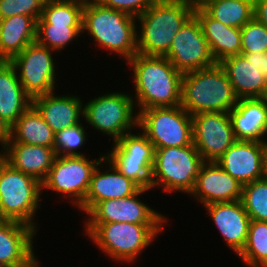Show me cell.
<instances>
[{"label":"cell","mask_w":267,"mask_h":267,"mask_svg":"<svg viewBox=\"0 0 267 267\" xmlns=\"http://www.w3.org/2000/svg\"><path fill=\"white\" fill-rule=\"evenodd\" d=\"M131 71L137 112L154 107L181 105L182 73L165 56L135 54L125 63Z\"/></svg>","instance_id":"1"},{"label":"cell","mask_w":267,"mask_h":267,"mask_svg":"<svg viewBox=\"0 0 267 267\" xmlns=\"http://www.w3.org/2000/svg\"><path fill=\"white\" fill-rule=\"evenodd\" d=\"M82 35V38L89 36L88 40L92 41L91 45H96V50L101 48L109 55H118L121 63L137 54L136 17L102 6L95 0H85Z\"/></svg>","instance_id":"2"},{"label":"cell","mask_w":267,"mask_h":267,"mask_svg":"<svg viewBox=\"0 0 267 267\" xmlns=\"http://www.w3.org/2000/svg\"><path fill=\"white\" fill-rule=\"evenodd\" d=\"M193 0H156L136 17L137 53L165 56L181 27L194 15Z\"/></svg>","instance_id":"3"},{"label":"cell","mask_w":267,"mask_h":267,"mask_svg":"<svg viewBox=\"0 0 267 267\" xmlns=\"http://www.w3.org/2000/svg\"><path fill=\"white\" fill-rule=\"evenodd\" d=\"M168 224L112 222L84 224L85 236L112 261L135 264L148 246L154 244Z\"/></svg>","instance_id":"4"},{"label":"cell","mask_w":267,"mask_h":267,"mask_svg":"<svg viewBox=\"0 0 267 267\" xmlns=\"http://www.w3.org/2000/svg\"><path fill=\"white\" fill-rule=\"evenodd\" d=\"M238 100L219 63L182 75L181 107L191 116L203 112H230Z\"/></svg>","instance_id":"5"},{"label":"cell","mask_w":267,"mask_h":267,"mask_svg":"<svg viewBox=\"0 0 267 267\" xmlns=\"http://www.w3.org/2000/svg\"><path fill=\"white\" fill-rule=\"evenodd\" d=\"M203 158L193 142L183 147L156 148L151 174V191L179 192L189 197L193 191Z\"/></svg>","instance_id":"6"},{"label":"cell","mask_w":267,"mask_h":267,"mask_svg":"<svg viewBox=\"0 0 267 267\" xmlns=\"http://www.w3.org/2000/svg\"><path fill=\"white\" fill-rule=\"evenodd\" d=\"M42 184L5 163L0 170V219L18 221L38 231ZM41 197V198H40ZM41 201V202H40Z\"/></svg>","instance_id":"7"},{"label":"cell","mask_w":267,"mask_h":267,"mask_svg":"<svg viewBox=\"0 0 267 267\" xmlns=\"http://www.w3.org/2000/svg\"><path fill=\"white\" fill-rule=\"evenodd\" d=\"M83 103V122L112 143L137 128L138 113L131 92L107 90Z\"/></svg>","instance_id":"8"},{"label":"cell","mask_w":267,"mask_h":267,"mask_svg":"<svg viewBox=\"0 0 267 267\" xmlns=\"http://www.w3.org/2000/svg\"><path fill=\"white\" fill-rule=\"evenodd\" d=\"M99 158L88 156L57 155L47 177L43 180L42 193L53 191L57 198L63 199L78 208L85 200L91 181V176L104 154L99 152ZM44 190V191H43Z\"/></svg>","instance_id":"9"},{"label":"cell","mask_w":267,"mask_h":267,"mask_svg":"<svg viewBox=\"0 0 267 267\" xmlns=\"http://www.w3.org/2000/svg\"><path fill=\"white\" fill-rule=\"evenodd\" d=\"M137 113V128L155 149L183 147L193 142L192 116L181 105L154 107Z\"/></svg>","instance_id":"10"},{"label":"cell","mask_w":267,"mask_h":267,"mask_svg":"<svg viewBox=\"0 0 267 267\" xmlns=\"http://www.w3.org/2000/svg\"><path fill=\"white\" fill-rule=\"evenodd\" d=\"M111 145V150L104 157L141 189H151L155 148L139 128L123 135Z\"/></svg>","instance_id":"11"},{"label":"cell","mask_w":267,"mask_h":267,"mask_svg":"<svg viewBox=\"0 0 267 267\" xmlns=\"http://www.w3.org/2000/svg\"><path fill=\"white\" fill-rule=\"evenodd\" d=\"M55 53L35 41L10 60L24 91L32 100L58 88L56 81L60 75L57 74L58 61L53 57Z\"/></svg>","instance_id":"12"},{"label":"cell","mask_w":267,"mask_h":267,"mask_svg":"<svg viewBox=\"0 0 267 267\" xmlns=\"http://www.w3.org/2000/svg\"><path fill=\"white\" fill-rule=\"evenodd\" d=\"M151 189H139L135 194L120 199L96 203L87 213L84 224L127 222L132 224H168L171 222L161 211L153 209L141 199Z\"/></svg>","instance_id":"13"},{"label":"cell","mask_w":267,"mask_h":267,"mask_svg":"<svg viewBox=\"0 0 267 267\" xmlns=\"http://www.w3.org/2000/svg\"><path fill=\"white\" fill-rule=\"evenodd\" d=\"M193 144L204 162H217L234 144L229 112H203L192 115Z\"/></svg>","instance_id":"14"},{"label":"cell","mask_w":267,"mask_h":267,"mask_svg":"<svg viewBox=\"0 0 267 267\" xmlns=\"http://www.w3.org/2000/svg\"><path fill=\"white\" fill-rule=\"evenodd\" d=\"M165 57L182 74L216 64L200 23L194 15L174 36Z\"/></svg>","instance_id":"15"},{"label":"cell","mask_w":267,"mask_h":267,"mask_svg":"<svg viewBox=\"0 0 267 267\" xmlns=\"http://www.w3.org/2000/svg\"><path fill=\"white\" fill-rule=\"evenodd\" d=\"M267 142L236 141L216 162L242 186L265 177Z\"/></svg>","instance_id":"16"},{"label":"cell","mask_w":267,"mask_h":267,"mask_svg":"<svg viewBox=\"0 0 267 267\" xmlns=\"http://www.w3.org/2000/svg\"><path fill=\"white\" fill-rule=\"evenodd\" d=\"M37 233L27 224L0 219V262L6 267H30L39 258L34 249Z\"/></svg>","instance_id":"17"},{"label":"cell","mask_w":267,"mask_h":267,"mask_svg":"<svg viewBox=\"0 0 267 267\" xmlns=\"http://www.w3.org/2000/svg\"><path fill=\"white\" fill-rule=\"evenodd\" d=\"M139 189L104 157L94 169L85 200L77 209L86 214L98 202L126 198Z\"/></svg>","instance_id":"18"},{"label":"cell","mask_w":267,"mask_h":267,"mask_svg":"<svg viewBox=\"0 0 267 267\" xmlns=\"http://www.w3.org/2000/svg\"><path fill=\"white\" fill-rule=\"evenodd\" d=\"M243 186L216 162H204L190 197L201 206L241 200Z\"/></svg>","instance_id":"19"},{"label":"cell","mask_w":267,"mask_h":267,"mask_svg":"<svg viewBox=\"0 0 267 267\" xmlns=\"http://www.w3.org/2000/svg\"><path fill=\"white\" fill-rule=\"evenodd\" d=\"M202 207L225 240L224 245L238 255L245 246L251 221L241 200L213 203Z\"/></svg>","instance_id":"20"},{"label":"cell","mask_w":267,"mask_h":267,"mask_svg":"<svg viewBox=\"0 0 267 267\" xmlns=\"http://www.w3.org/2000/svg\"><path fill=\"white\" fill-rule=\"evenodd\" d=\"M58 90L37 97L32 100V105L37 109L42 118L56 134L67 127H73L83 121V100L81 96Z\"/></svg>","instance_id":"21"},{"label":"cell","mask_w":267,"mask_h":267,"mask_svg":"<svg viewBox=\"0 0 267 267\" xmlns=\"http://www.w3.org/2000/svg\"><path fill=\"white\" fill-rule=\"evenodd\" d=\"M229 115L238 141L267 142V98L239 99Z\"/></svg>","instance_id":"22"},{"label":"cell","mask_w":267,"mask_h":267,"mask_svg":"<svg viewBox=\"0 0 267 267\" xmlns=\"http://www.w3.org/2000/svg\"><path fill=\"white\" fill-rule=\"evenodd\" d=\"M194 16L200 23L203 35L216 63L241 54L240 28L226 26L212 18L200 5H195Z\"/></svg>","instance_id":"23"},{"label":"cell","mask_w":267,"mask_h":267,"mask_svg":"<svg viewBox=\"0 0 267 267\" xmlns=\"http://www.w3.org/2000/svg\"><path fill=\"white\" fill-rule=\"evenodd\" d=\"M4 151L6 163L41 183L47 177L57 156L54 148L26 143H7Z\"/></svg>","instance_id":"24"},{"label":"cell","mask_w":267,"mask_h":267,"mask_svg":"<svg viewBox=\"0 0 267 267\" xmlns=\"http://www.w3.org/2000/svg\"><path fill=\"white\" fill-rule=\"evenodd\" d=\"M226 72L238 99L267 98V80L243 55L228 57L219 63Z\"/></svg>","instance_id":"25"},{"label":"cell","mask_w":267,"mask_h":267,"mask_svg":"<svg viewBox=\"0 0 267 267\" xmlns=\"http://www.w3.org/2000/svg\"><path fill=\"white\" fill-rule=\"evenodd\" d=\"M32 105L10 61H0V118L12 126Z\"/></svg>","instance_id":"26"},{"label":"cell","mask_w":267,"mask_h":267,"mask_svg":"<svg viewBox=\"0 0 267 267\" xmlns=\"http://www.w3.org/2000/svg\"><path fill=\"white\" fill-rule=\"evenodd\" d=\"M37 20L31 16L14 15L0 19V61H10L36 41Z\"/></svg>","instance_id":"27"},{"label":"cell","mask_w":267,"mask_h":267,"mask_svg":"<svg viewBox=\"0 0 267 267\" xmlns=\"http://www.w3.org/2000/svg\"><path fill=\"white\" fill-rule=\"evenodd\" d=\"M8 143H26L54 148L55 133L31 105L11 126V139Z\"/></svg>","instance_id":"28"},{"label":"cell","mask_w":267,"mask_h":267,"mask_svg":"<svg viewBox=\"0 0 267 267\" xmlns=\"http://www.w3.org/2000/svg\"><path fill=\"white\" fill-rule=\"evenodd\" d=\"M200 6L226 26L243 27L254 17V0H205Z\"/></svg>","instance_id":"29"},{"label":"cell","mask_w":267,"mask_h":267,"mask_svg":"<svg viewBox=\"0 0 267 267\" xmlns=\"http://www.w3.org/2000/svg\"><path fill=\"white\" fill-rule=\"evenodd\" d=\"M237 256L246 267H267V221H250L245 246Z\"/></svg>","instance_id":"30"},{"label":"cell","mask_w":267,"mask_h":267,"mask_svg":"<svg viewBox=\"0 0 267 267\" xmlns=\"http://www.w3.org/2000/svg\"><path fill=\"white\" fill-rule=\"evenodd\" d=\"M85 0H46L37 24L82 25Z\"/></svg>","instance_id":"31"},{"label":"cell","mask_w":267,"mask_h":267,"mask_svg":"<svg viewBox=\"0 0 267 267\" xmlns=\"http://www.w3.org/2000/svg\"><path fill=\"white\" fill-rule=\"evenodd\" d=\"M81 36L82 25L37 24L36 41L57 53L75 44L73 41L77 43Z\"/></svg>","instance_id":"32"},{"label":"cell","mask_w":267,"mask_h":267,"mask_svg":"<svg viewBox=\"0 0 267 267\" xmlns=\"http://www.w3.org/2000/svg\"><path fill=\"white\" fill-rule=\"evenodd\" d=\"M241 202L251 220L267 221V178L243 185Z\"/></svg>","instance_id":"33"},{"label":"cell","mask_w":267,"mask_h":267,"mask_svg":"<svg viewBox=\"0 0 267 267\" xmlns=\"http://www.w3.org/2000/svg\"><path fill=\"white\" fill-rule=\"evenodd\" d=\"M88 127L81 122L80 124L67 127L62 131L55 134L54 149L57 155L61 156H85L86 153H82L80 150L85 147L89 133H87Z\"/></svg>","instance_id":"34"},{"label":"cell","mask_w":267,"mask_h":267,"mask_svg":"<svg viewBox=\"0 0 267 267\" xmlns=\"http://www.w3.org/2000/svg\"><path fill=\"white\" fill-rule=\"evenodd\" d=\"M241 31V53L267 52V28L253 17Z\"/></svg>","instance_id":"35"},{"label":"cell","mask_w":267,"mask_h":267,"mask_svg":"<svg viewBox=\"0 0 267 267\" xmlns=\"http://www.w3.org/2000/svg\"><path fill=\"white\" fill-rule=\"evenodd\" d=\"M46 0H0V19L14 15H25L38 20Z\"/></svg>","instance_id":"36"},{"label":"cell","mask_w":267,"mask_h":267,"mask_svg":"<svg viewBox=\"0 0 267 267\" xmlns=\"http://www.w3.org/2000/svg\"><path fill=\"white\" fill-rule=\"evenodd\" d=\"M100 5L126 12L134 17L140 16L156 0H95Z\"/></svg>","instance_id":"37"},{"label":"cell","mask_w":267,"mask_h":267,"mask_svg":"<svg viewBox=\"0 0 267 267\" xmlns=\"http://www.w3.org/2000/svg\"><path fill=\"white\" fill-rule=\"evenodd\" d=\"M248 61H251L261 71L267 80V52L241 53Z\"/></svg>","instance_id":"38"},{"label":"cell","mask_w":267,"mask_h":267,"mask_svg":"<svg viewBox=\"0 0 267 267\" xmlns=\"http://www.w3.org/2000/svg\"><path fill=\"white\" fill-rule=\"evenodd\" d=\"M254 17L267 28V0H254Z\"/></svg>","instance_id":"39"},{"label":"cell","mask_w":267,"mask_h":267,"mask_svg":"<svg viewBox=\"0 0 267 267\" xmlns=\"http://www.w3.org/2000/svg\"><path fill=\"white\" fill-rule=\"evenodd\" d=\"M11 139V126L0 118V147L4 148Z\"/></svg>","instance_id":"40"},{"label":"cell","mask_w":267,"mask_h":267,"mask_svg":"<svg viewBox=\"0 0 267 267\" xmlns=\"http://www.w3.org/2000/svg\"><path fill=\"white\" fill-rule=\"evenodd\" d=\"M5 163H6L5 151L4 148L0 147V170L2 169Z\"/></svg>","instance_id":"41"},{"label":"cell","mask_w":267,"mask_h":267,"mask_svg":"<svg viewBox=\"0 0 267 267\" xmlns=\"http://www.w3.org/2000/svg\"><path fill=\"white\" fill-rule=\"evenodd\" d=\"M30 267H42L41 261H39V259H37Z\"/></svg>","instance_id":"42"},{"label":"cell","mask_w":267,"mask_h":267,"mask_svg":"<svg viewBox=\"0 0 267 267\" xmlns=\"http://www.w3.org/2000/svg\"><path fill=\"white\" fill-rule=\"evenodd\" d=\"M265 177L267 178V148L265 152Z\"/></svg>","instance_id":"43"},{"label":"cell","mask_w":267,"mask_h":267,"mask_svg":"<svg viewBox=\"0 0 267 267\" xmlns=\"http://www.w3.org/2000/svg\"><path fill=\"white\" fill-rule=\"evenodd\" d=\"M193 1L195 2L196 5H200L205 0H193Z\"/></svg>","instance_id":"44"},{"label":"cell","mask_w":267,"mask_h":267,"mask_svg":"<svg viewBox=\"0 0 267 267\" xmlns=\"http://www.w3.org/2000/svg\"><path fill=\"white\" fill-rule=\"evenodd\" d=\"M0 267H6L5 265H3L1 262H0Z\"/></svg>","instance_id":"45"}]
</instances>
